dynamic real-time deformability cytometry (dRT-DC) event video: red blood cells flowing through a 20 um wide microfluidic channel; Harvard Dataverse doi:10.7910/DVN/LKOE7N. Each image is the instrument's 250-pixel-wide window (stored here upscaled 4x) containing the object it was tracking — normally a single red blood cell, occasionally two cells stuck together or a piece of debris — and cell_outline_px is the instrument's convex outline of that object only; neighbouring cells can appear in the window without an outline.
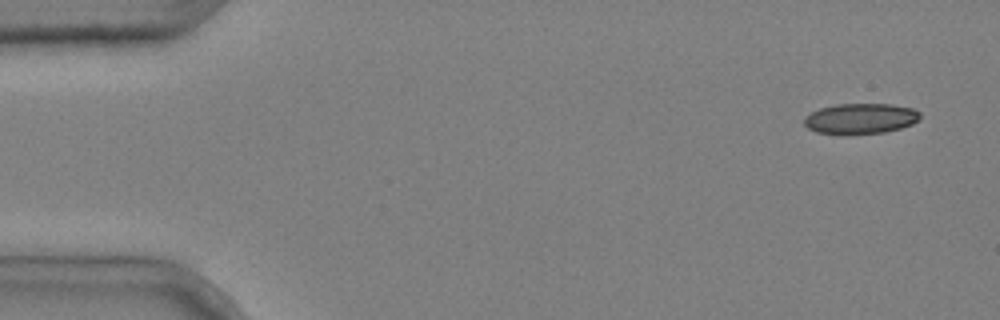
{"species": "common noctule bat (a hibernating species)", "species_latin": "Nyctalus noctula", "temperature_condition": "cold", "stored_images_in_passage": 6, "camera_frame_rate_fps": 3000, "um_per_image_px": 0.085, "animal": {"sex": "male", "body_mass_g": 20.4}, "frame": {"image": 1, "passage_image": 1, "time_ms": 0.0, "image_size_px": [1000, 320], "cell_outline_px": [[920, 120], [912, 124], [900, 128], [884, 132], [848, 136], [844, 136], [816, 132], [808, 128], [804, 124], [804, 116], [820, 108], [836, 104], [892, 104], [912, 108], [920, 112]], "centroid_in_image_um": [73.13, 10.1], "position_along_channel_um": 11.9, "area_um2": 21.1}}
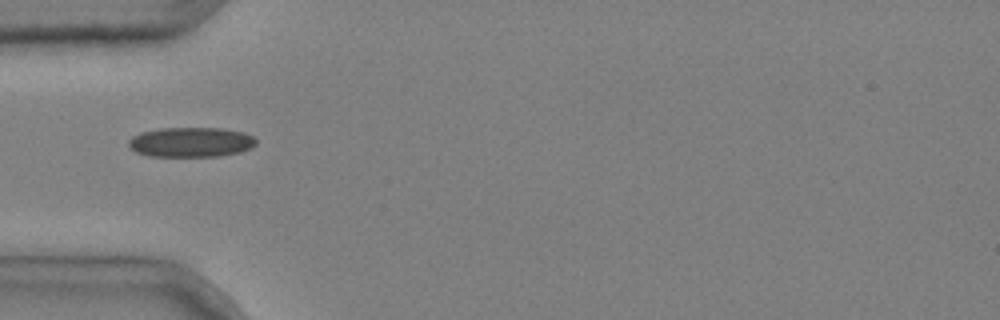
{"frame": {"image": 2, "passage_image": 5, "time_ms": 1.333, "image_size_px": [1000, 320], "cell_outline_px": [[256, 144], [252, 148], [240, 152], [220, 156], [148, 156], [136, 152], [128, 144], [128, 140], [132, 136], [140, 132], [160, 128], [220, 128], [244, 132], [252, 136], [256, 140]], "centroid_in_image_um": [16.23, 12.08], "position_along_channel_um": 68.8, "area_um2": 22.25}}